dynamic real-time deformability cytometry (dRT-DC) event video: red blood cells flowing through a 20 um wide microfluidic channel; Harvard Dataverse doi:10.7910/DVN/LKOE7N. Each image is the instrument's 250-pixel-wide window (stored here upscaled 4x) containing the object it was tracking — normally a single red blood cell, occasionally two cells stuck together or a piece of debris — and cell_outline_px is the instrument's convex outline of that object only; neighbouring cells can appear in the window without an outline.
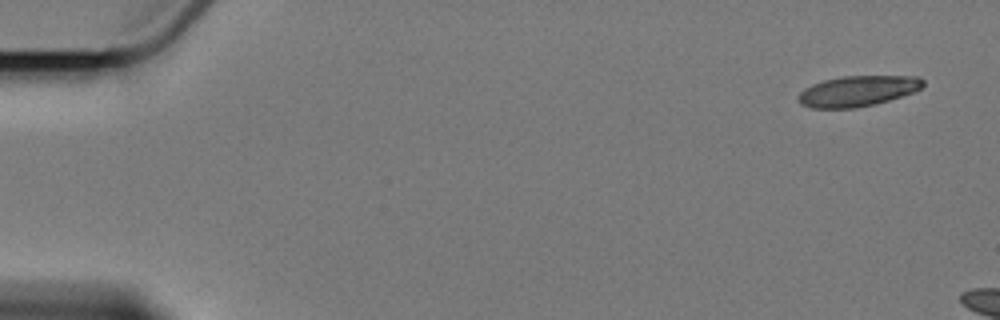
{"species": "Egyptian fruit bat (a non-hibernating species)", "species_latin": "Rousettus aegyptiacus", "temperature_condition": "cold", "stored_images_in_passage": 3, "camera_frame_rate_fps": 3000, "um_per_image_px": 0.085, "animal": {"sex": "female"}, "frame": {"image": 1, "passage_image": 1, "time_ms": 0.0, "image_size_px": [1000, 320], "cell_outline_px": [[924, 84], [920, 88], [912, 92], [876, 104], [856, 108], [812, 108], [800, 104], [796, 100], [796, 96], [804, 88], [812, 84], [824, 80], [844, 76], [916, 76], [924, 80]], "centroid_in_image_um": [72.84, 7.74], "position_along_channel_um": 12.2, "area_um2": 22.25}}